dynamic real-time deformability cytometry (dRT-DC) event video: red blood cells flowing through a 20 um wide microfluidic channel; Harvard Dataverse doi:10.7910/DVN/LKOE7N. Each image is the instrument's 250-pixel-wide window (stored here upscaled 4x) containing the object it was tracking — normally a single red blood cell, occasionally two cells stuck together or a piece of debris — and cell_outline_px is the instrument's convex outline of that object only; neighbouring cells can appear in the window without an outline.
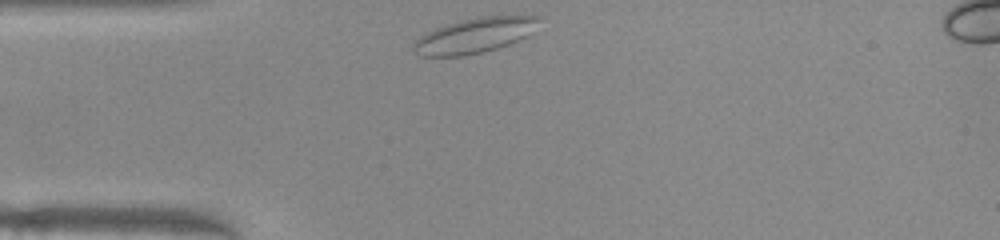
{"species": "common noctule bat (a hibernating species)", "species_latin": "Nyctalus noctula", "temperature_condition": "warm", "stored_images_in_passage": 29, "camera_frame_rate_fps": 3000, "um_per_image_px": 0.085, "animal": {"sex": "female", "body_mass_g": 22.0, "forearm_length_mm": 56.7}, "frame": {"image": 1, "passage_image": 1, "time_ms": 0.0, "image_size_px": [1000, 240], "cell_outline_px": [[544, 16], [524, 36], [508, 44], [496, 48], [464, 56], [420, 56], [412, 48], [412, 44], [424, 32], [460, 20], [476, 16]], "centroid_in_image_um": [40.26, 3.01], "position_along_channel_um": 44.7, "area_um2": 25.2}}
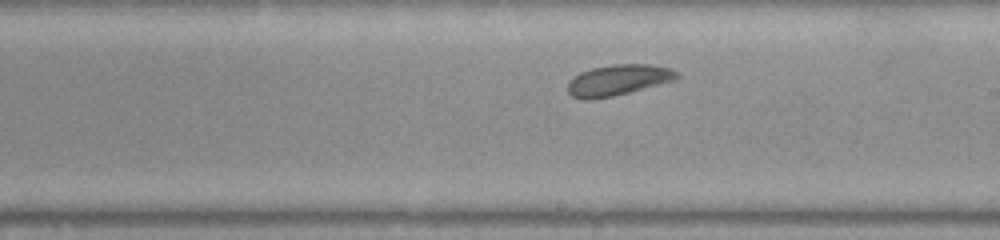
{"frame": {"image": 2, "passage_image": 17, "time_ms": 5.333, "image_size_px": [1000, 240], "cell_outline_px": [[680, 76], [676, 80], [612, 96], [592, 100], [584, 100], [572, 96], [568, 92], [568, 80], [580, 72], [592, 68], [612, 64], [648, 64], [672, 68]], "centroid_in_image_um": [52.52, 6.8], "position_along_channel_um": 236.5, "area_um2": 19.65}}
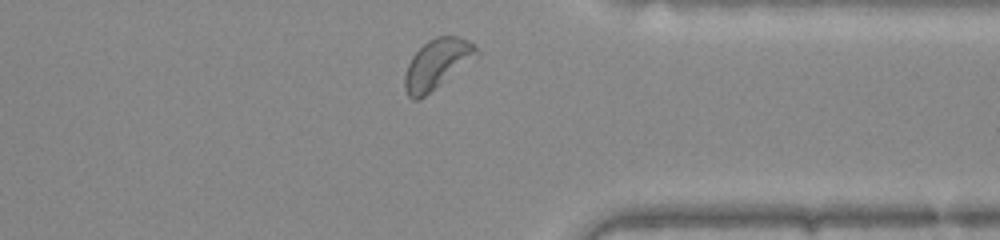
{"frame": {"image": 3, "passage_image": 28, "time_ms": 9.0, "image_size_px": [1000, 240], "cell_outline_px": [[480, 52], [420, 100], [412, 100], [408, 96], [404, 88], [404, 76], [408, 64], [412, 56], [428, 40], [436, 36], [456, 36], [468, 40], [476, 44]], "centroid_in_image_um": [37.1, 5.43], "position_along_channel_um": 374.3, "area_um2": 20.4}, "authors_computed_cell_mechanics": {"area_um2": 19.7098, "velocity_mm_per_s": 3.9066, "shape_relaxation_time_tau1_ms": 2.7973, "shape_relaxation_time_tau2_ms": 1.4967, "deformation_change_tau1": 0.0649, "deformation_change_tau2": 0.066}}